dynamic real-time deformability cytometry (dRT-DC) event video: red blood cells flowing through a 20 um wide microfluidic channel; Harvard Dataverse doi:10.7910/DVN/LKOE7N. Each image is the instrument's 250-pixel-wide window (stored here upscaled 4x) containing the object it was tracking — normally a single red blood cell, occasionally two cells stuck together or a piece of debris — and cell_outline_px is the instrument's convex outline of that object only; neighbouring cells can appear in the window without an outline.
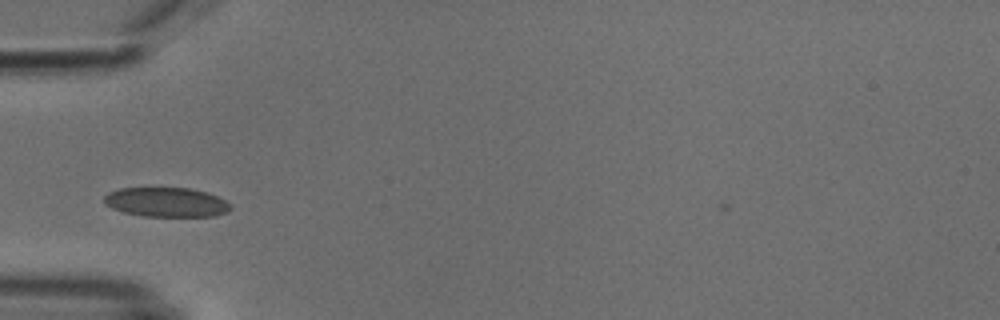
{"species": "common noctule bat (a hibernating species)", "species_latin": "Nyctalus noctula", "temperature_condition": "cold", "stored_images_in_passage": 37, "camera_frame_rate_fps": 3000, "um_per_image_px": 0.085, "animal": {"sex": "male", "body_mass_g": 18.8}, "frame": {"image": 1, "passage_image": 1, "time_ms": 0.0, "image_size_px": [1000, 320], "cell_outline_px": [[232, 208], [228, 212], [216, 216], [144, 216], [124, 212], [112, 208], [104, 204], [104, 196], [108, 192], [120, 188], [188, 188], [204, 192], [216, 196], [232, 204]], "centroid_in_image_um": [14.14, 17.19], "position_along_channel_um": 70.9, "area_um2": 21.68}}
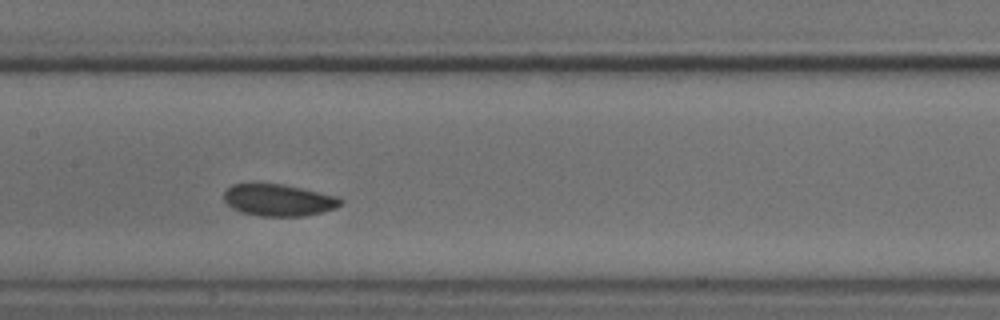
{"frame": {"image": 2, "passage_image": 10, "time_ms": 3.0, "image_size_px": [1000, 320], "cell_outline_px": [[344, 200], [336, 208], [304, 216], [260, 216], [240, 212], [232, 208], [224, 200], [224, 192], [232, 184], [280, 184], [340, 196]], "centroid_in_image_um": [23.69, 17.01], "position_along_channel_um": 183.7, "area_um2": 21.56}}
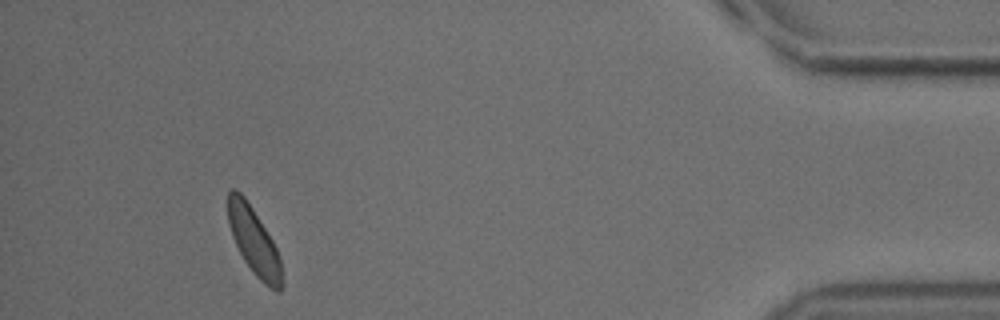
{"frame": {"image": 3, "passage_image": 33, "time_ms": 10.667, "image_size_px": [1000, 320], "cell_outline_px": [[284, 284], [280, 292], [276, 292], [264, 284], [252, 272], [244, 260], [232, 236], [228, 224], [228, 192], [232, 188], [236, 188], [244, 196], [252, 208], [272, 240], [276, 248], [280, 260]], "centroid_in_image_um": [21.59, 20.54], "position_along_channel_um": 413.6, "area_um2": 21.04}, "authors_computed_cell_mechanics": {"area_um2": 21.675, "velocity_mm_per_s": 3.7671, "shape_relaxation_time_tau1_ms": 1.8431, "shape_relaxation_time_tau2_ms": null, "deformation_change_tau1": 0.0551, "deformation_change_tau2": null}}